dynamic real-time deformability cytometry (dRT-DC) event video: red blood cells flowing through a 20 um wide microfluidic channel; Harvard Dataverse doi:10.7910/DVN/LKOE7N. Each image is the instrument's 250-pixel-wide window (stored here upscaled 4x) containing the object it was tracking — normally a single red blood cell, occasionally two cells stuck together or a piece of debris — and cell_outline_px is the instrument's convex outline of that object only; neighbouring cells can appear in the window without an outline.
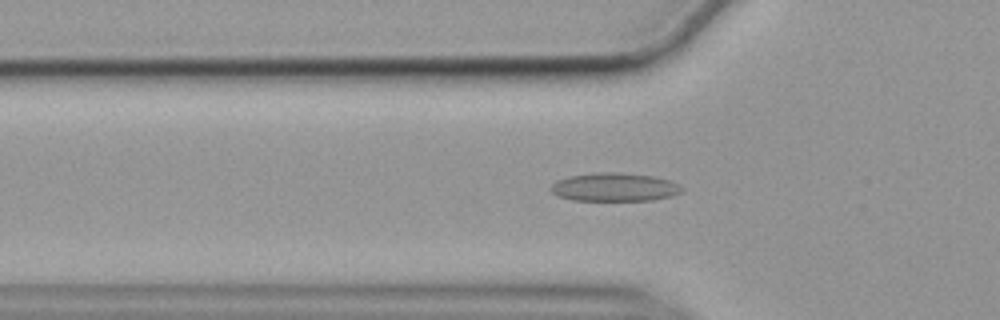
{"species": "common noctule bat (a hibernating species)", "species_latin": "Nyctalus noctula", "temperature_condition": "cold", "stored_images_in_passage": 55, "camera_frame_rate_fps": 3000, "um_per_image_px": 0.085, "animal": {"sex": "female", "body_mass_g": 19.9}, "frame": {"image": 1, "passage_image": 17, "time_ms": 5.333, "image_size_px": [1000, 320], "cell_outline_px": [[684, 192], [672, 196], [652, 200], [572, 200], [560, 196], [552, 192], [548, 188], [556, 180], [568, 176], [596, 172], [616, 172], [656, 176], [668, 180], [684, 188]], "centroid_in_image_um": [52.23, 15.9], "position_along_channel_um": 73.6, "area_um2": 21.79}}
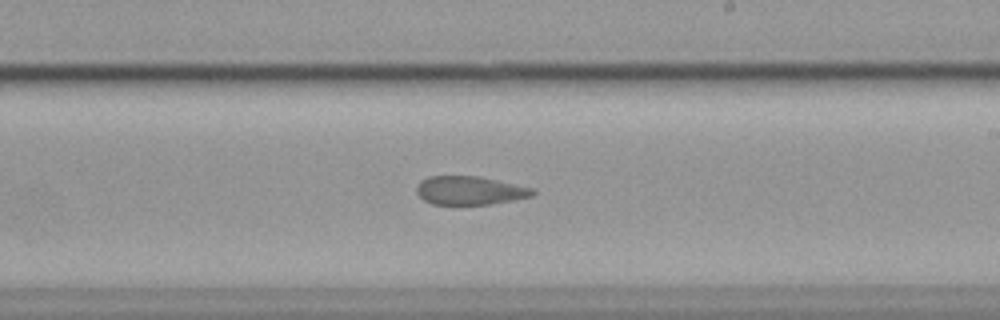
{"frame": {"image": 2, "passage_image": 32, "time_ms": 10.333, "image_size_px": [1000, 320], "cell_outline_px": [[536, 192], [532, 196], [492, 204], [432, 204], [424, 200], [416, 192], [416, 188], [420, 180], [428, 176], [480, 176], [532, 188]], "centroid_in_image_um": [39.91, 16.18], "position_along_channel_um": 249.1, "area_um2": 19.25}}
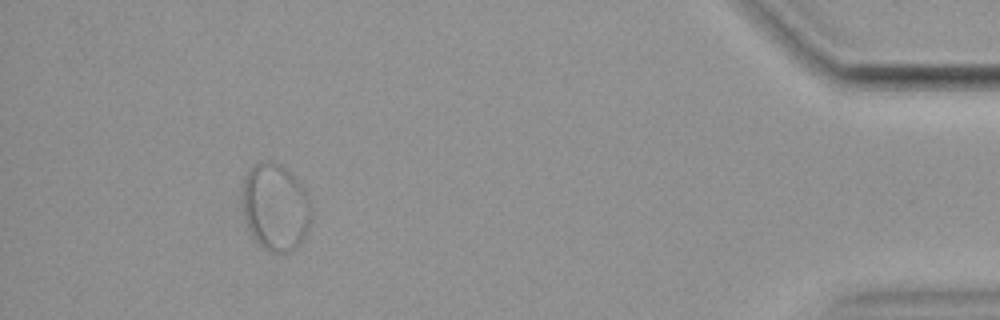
{"frame": {"image": 3, "passage_image": 51, "time_ms": 16.667, "image_size_px": [1000, 320], "cell_outline_px": [[312, 220], [300, 244], [296, 248], [288, 252], [268, 252], [252, 236], [244, 216], [244, 180], [248, 172], [260, 160], [272, 160], [280, 164], [308, 192], [312, 200]], "centroid_in_image_um": [23.47, 17.61], "position_along_channel_um": 411.7, "area_um2": 34.97}, "authors_computed_cell_mechanics": {"area_um2": 21.964, "velocity_mm_per_s": 3.5155, "shape_relaxation_time_tau1_ms": null, "shape_relaxation_time_tau2_ms": 2.1712, "deformation_change_tau1": null, "deformation_change_tau2": 0.0657}}